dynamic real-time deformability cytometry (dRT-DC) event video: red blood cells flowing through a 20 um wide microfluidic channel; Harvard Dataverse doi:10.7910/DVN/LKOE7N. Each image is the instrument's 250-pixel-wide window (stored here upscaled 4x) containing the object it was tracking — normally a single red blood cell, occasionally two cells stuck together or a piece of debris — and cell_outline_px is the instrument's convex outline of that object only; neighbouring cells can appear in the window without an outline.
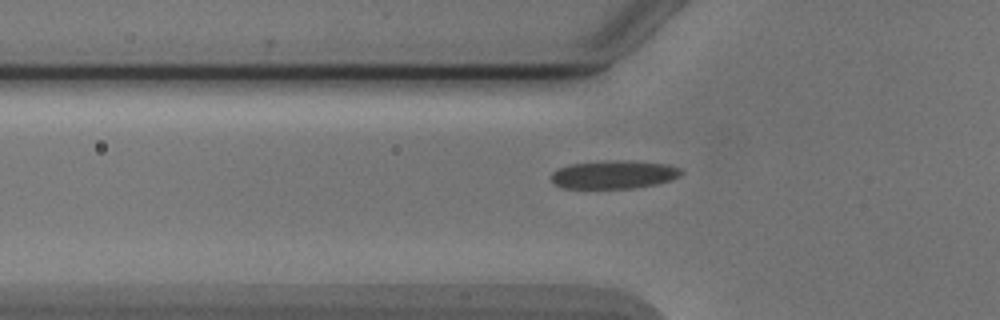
{"species": "Egyptian fruit bat (a non-hibernating species)", "species_latin": "Rousettus aegyptiacus", "temperature_condition": "cold", "stored_images_in_passage": 33, "camera_frame_rate_fps": 3000, "um_per_image_px": 0.085, "animal": {"sex": "male"}, "frame": {"image": 1, "passage_image": 4, "time_ms": 1.0, "image_size_px": [1000, 320], "cell_outline_px": [[684, 172], [680, 176], [672, 180], [656, 184], [632, 188], [560, 188], [552, 180], [552, 172], [568, 164], [604, 160], [632, 160], [668, 164], [680, 168]], "centroid_in_image_um": [52.21, 14.82], "position_along_channel_um": 73.6, "area_um2": 21.68}}
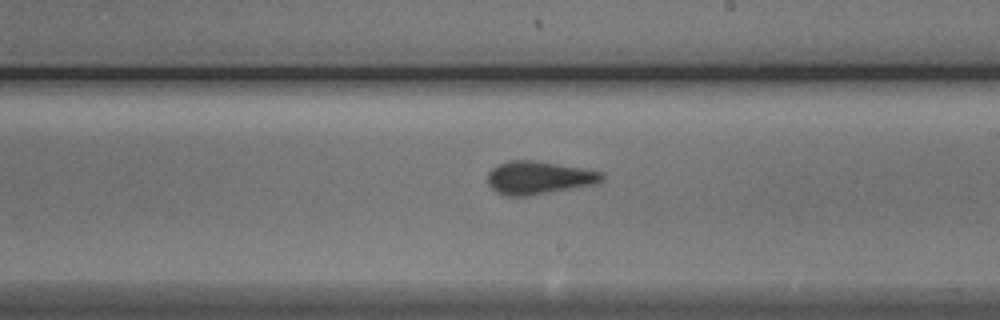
{"frame": {"image": 2, "passage_image": 17, "time_ms": 5.333, "image_size_px": [1000, 320], "cell_outline_px": [[604, 180], [596, 184], [528, 196], [504, 196], [496, 192], [488, 184], [488, 172], [492, 168], [500, 164], [512, 160], [540, 160], [604, 172]], "centroid_in_image_um": [45.82, 15.1], "position_along_channel_um": 243.2, "area_um2": 22.25}}
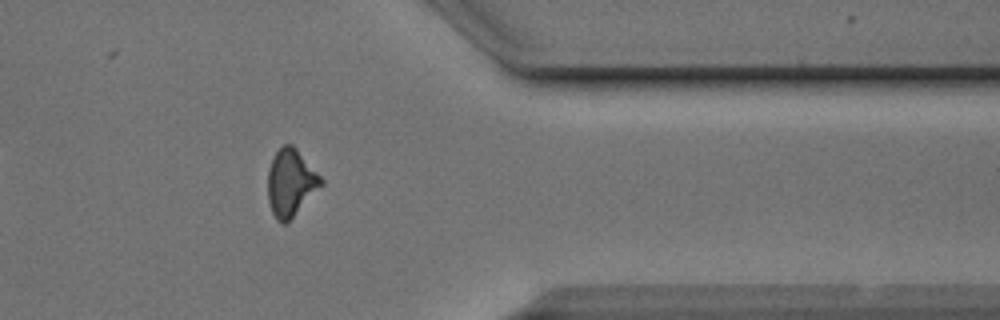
{"frame": {"image": 3, "passage_image": 29, "time_ms": 9.333, "image_size_px": [1000, 320], "cell_outline_px": [[324, 184], [284, 224], [276, 220], [272, 212], [268, 200], [268, 168], [276, 152], [284, 144], [292, 144], [296, 148], [324, 180]], "centroid_in_image_um": [24.71, 15.51], "position_along_channel_um": 386.7, "area_um2": 20.46}}